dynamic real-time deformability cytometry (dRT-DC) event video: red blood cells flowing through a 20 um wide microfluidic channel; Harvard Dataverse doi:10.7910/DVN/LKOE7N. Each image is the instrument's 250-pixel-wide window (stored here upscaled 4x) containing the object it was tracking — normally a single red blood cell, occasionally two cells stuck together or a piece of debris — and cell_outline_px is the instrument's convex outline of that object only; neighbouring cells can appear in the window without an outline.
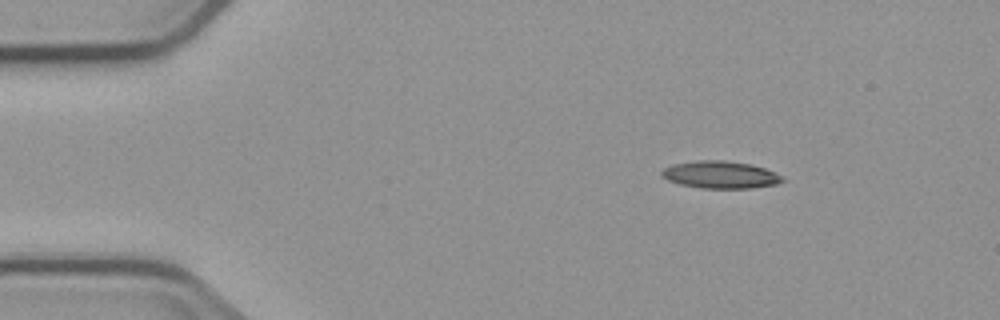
{"species": "common noctule bat (a hibernating species)", "species_latin": "Nyctalus noctula", "temperature_condition": "cold", "stored_images_in_passage": 6, "camera_frame_rate_fps": 3000, "um_per_image_px": 0.085, "animal": {"sex": "male", "body_mass_g": 23.1, "forearm_length_mm": 52.7}, "frame": {"image": 1, "passage_image": 6, "time_ms": 6.0, "image_size_px": [1000, 320], "cell_outline_px": [[784, 180], [776, 184], [752, 188], [700, 188], [680, 184], [668, 180], [660, 176], [660, 172], [664, 168], [672, 164], [696, 160], [724, 160], [752, 164], [764, 168], [784, 176]], "centroid_in_image_um": [61.21, 14.84], "position_along_channel_um": 23.8, "area_um2": 19.36}}